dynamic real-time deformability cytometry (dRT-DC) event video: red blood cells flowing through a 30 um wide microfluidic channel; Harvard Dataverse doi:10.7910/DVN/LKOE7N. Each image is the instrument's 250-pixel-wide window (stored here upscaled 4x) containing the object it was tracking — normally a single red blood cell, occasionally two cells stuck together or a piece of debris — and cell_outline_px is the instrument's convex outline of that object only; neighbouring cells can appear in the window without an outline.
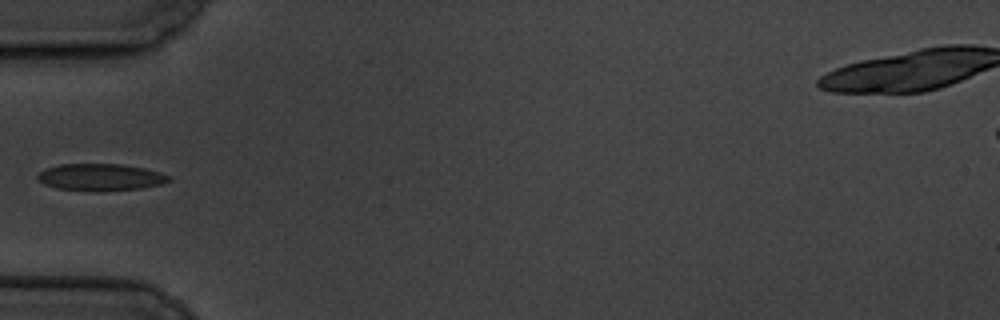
{"species": "common noctule bat (a hibernating species)", "species_latin": "Nyctalus noctula", "temperature_condition": "cold", "stored_images_in_passage": 4, "camera_frame_rate_fps": 3000, "um_per_image_px": 0.085, "animal": {"sex": "male", "body_mass_g": 19.5, "forearm_length_mm": 54.6}, "frame": {"image": 1, "passage_image": 4, "time_ms": 3.333, "image_size_px": [1000, 320], "cell_outline_px": [[172, 180], [164, 184], [140, 188], [100, 192], [96, 192], [56, 188], [44, 184], [36, 180], [36, 176], [44, 168], [60, 164], [120, 164], [144, 168], [160, 172], [172, 176]], "centroid_in_image_um": [8.55, 15.07], "position_along_channel_um": 76.5, "area_um2": 21.04}}